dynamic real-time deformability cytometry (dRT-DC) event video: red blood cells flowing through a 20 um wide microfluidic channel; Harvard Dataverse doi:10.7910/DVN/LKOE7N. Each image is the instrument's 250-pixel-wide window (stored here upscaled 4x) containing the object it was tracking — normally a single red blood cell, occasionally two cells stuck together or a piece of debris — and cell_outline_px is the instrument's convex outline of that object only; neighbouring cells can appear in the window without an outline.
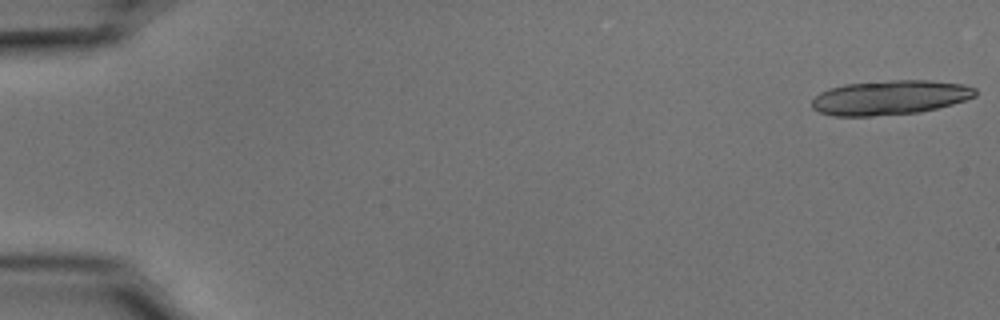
{"species": "common noctule bat (a hibernating species)", "species_latin": "Nyctalus noctula", "temperature_condition": "cold", "stored_images_in_passage": 22, "camera_frame_rate_fps": 3000, "um_per_image_px": 0.085, "animal": {"sex": "male", "body_mass_g": 15.6}, "frame": {"image": 1, "passage_image": 1, "time_ms": 0.0, "image_size_px": [1000, 320], "cell_outline_px": [[976, 96], [952, 104], [920, 112], [872, 116], [832, 116], [820, 112], [812, 108], [812, 100], [820, 92], [828, 88], [844, 84], [888, 80], [932, 80], [964, 84], [976, 88]], "centroid_in_image_um": [75.63, 8.28], "position_along_channel_um": 9.4, "area_um2": 33.0}}